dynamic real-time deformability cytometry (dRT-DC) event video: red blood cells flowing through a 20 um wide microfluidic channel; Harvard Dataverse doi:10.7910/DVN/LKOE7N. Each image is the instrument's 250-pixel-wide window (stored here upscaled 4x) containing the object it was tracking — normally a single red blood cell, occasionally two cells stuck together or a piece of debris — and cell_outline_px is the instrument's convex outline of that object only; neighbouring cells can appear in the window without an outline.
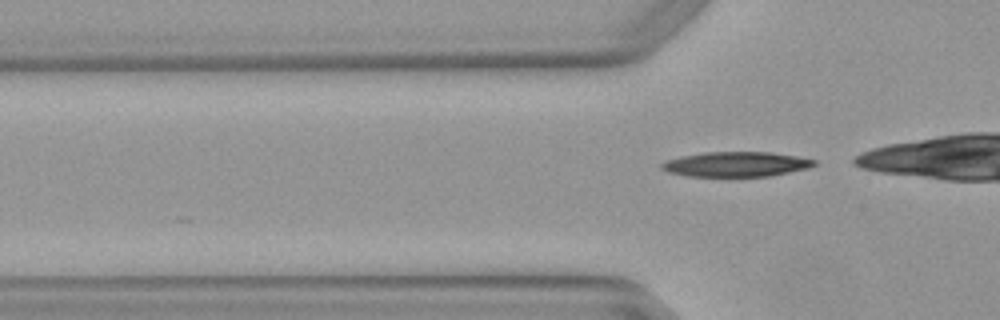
{"species": "Egyptian fruit bat (a non-hibernating species)", "species_latin": "Rousettus aegyptiacus", "temperature_condition": "warm", "stored_images_in_passage": 3, "camera_frame_rate_fps": 3000, "um_per_image_px": 0.085, "animal": {"sex": "female"}, "frame": {"image": 1, "passage_image": 3, "time_ms": 0.667, "image_size_px": [1000, 320], "cell_outline_px": [[816, 164], [808, 168], [768, 176], [688, 176], [668, 172], [660, 168], [660, 164], [668, 160], [680, 156], [704, 152], [772, 152], [796, 156], [816, 160]], "centroid_in_image_um": [62.55, 13.95], "position_along_channel_um": 63.3, "area_um2": 22.02}}